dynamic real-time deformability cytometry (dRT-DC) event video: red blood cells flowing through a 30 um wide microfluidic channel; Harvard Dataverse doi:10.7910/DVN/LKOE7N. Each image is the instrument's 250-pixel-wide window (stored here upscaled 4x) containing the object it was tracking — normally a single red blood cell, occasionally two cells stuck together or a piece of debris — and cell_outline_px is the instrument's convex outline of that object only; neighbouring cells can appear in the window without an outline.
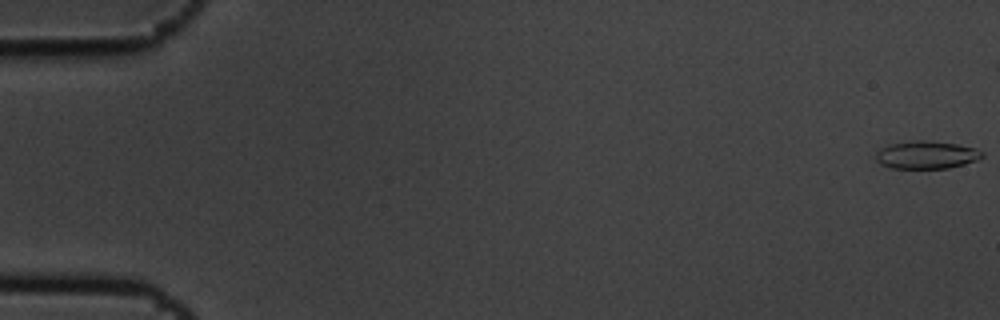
{"species": "common noctule bat (a hibernating species)", "species_latin": "Nyctalus noctula", "temperature_condition": "cold", "stored_images_in_passage": 10, "camera_frame_rate_fps": 3000, "um_per_image_px": 0.085, "animal": {"sex": "male", "body_mass_g": 19.5, "forearm_length_mm": 54.6}, "frame": {"image": 1, "passage_image": 1, "time_ms": 0.0, "image_size_px": [1000, 320], "cell_outline_px": [[984, 156], [976, 160], [964, 164], [948, 168], [892, 168], [880, 164], [876, 160], [876, 152], [880, 148], [888, 144], [912, 140], [928, 140], [956, 144], [976, 148], [984, 152]], "centroid_in_image_um": [78.73, 13.15], "position_along_channel_um": 6.3, "area_um2": 17.34}}
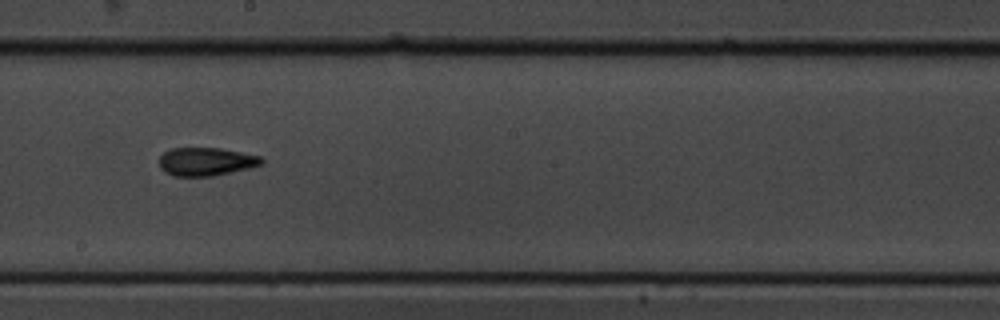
{"frame": {"image": 2, "passage_image": 9, "time_ms": 2.667, "image_size_px": [1000, 320], "cell_outline_px": [[264, 164], [248, 168], [212, 176], [172, 176], [164, 172], [160, 168], [160, 156], [164, 152], [172, 148], [220, 148], [260, 156], [264, 160]], "centroid_in_image_um": [17.5, 13.74], "position_along_channel_um": 230.7, "area_um2": 16.82}}
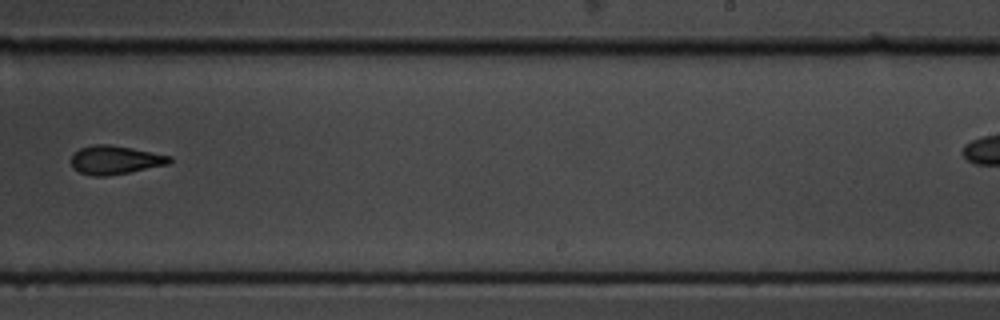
{"frame": {"image": 3, "passage_image": 10, "time_ms": 3.0, "image_size_px": [1000, 320], "cell_outline_px": [[172, 160], [168, 164], [108, 176], [92, 176], [80, 172], [72, 168], [72, 152], [80, 148], [92, 144], [108, 144], [132, 148], [172, 156]], "centroid_in_image_um": [9.75, 13.59], "position_along_channel_um": 279.2, "area_um2": 16.42}}